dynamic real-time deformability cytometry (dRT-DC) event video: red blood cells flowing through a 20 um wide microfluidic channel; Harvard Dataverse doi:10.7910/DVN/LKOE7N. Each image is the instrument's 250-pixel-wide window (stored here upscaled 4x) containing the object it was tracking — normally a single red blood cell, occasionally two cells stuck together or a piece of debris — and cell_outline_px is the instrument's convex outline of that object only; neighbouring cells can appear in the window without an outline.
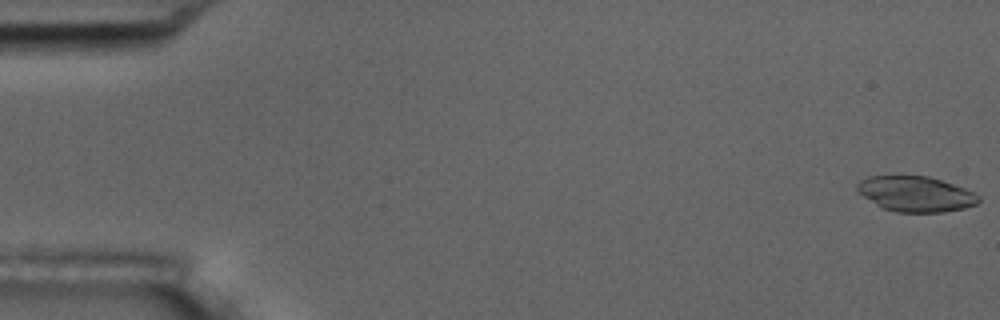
{"species": "common noctule bat (a hibernating species)", "species_latin": "Nyctalus noctula", "temperature_condition": "room temperature", "stored_images_in_passage": 56, "camera_frame_rate_fps": 3000, "um_per_image_px": 0.085, "animal": {"sex": "male", "body_mass_g": 17.5, "forearm_length_mm": 52.3}, "frame": {"image": 1, "passage_image": 1, "time_ms": 0.0, "image_size_px": [1000, 320], "cell_outline_px": [[980, 200], [976, 204], [964, 208], [944, 212], [896, 212], [884, 208], [876, 204], [864, 196], [856, 188], [856, 184], [860, 180], [868, 176], [928, 176], [964, 188], [980, 196]], "centroid_in_image_um": [77.83, 16.49], "position_along_channel_um": 7.2, "area_um2": 24.74}}
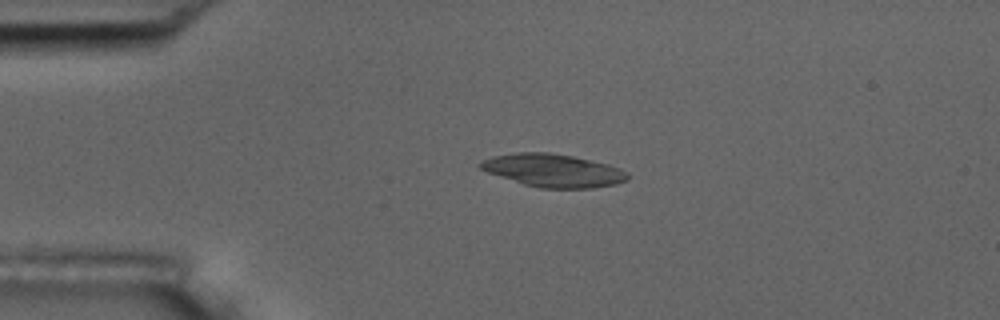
{"frame": {"image": 2, "passage_image": 13, "time_ms": 4.0, "image_size_px": [1000, 320], "cell_outline_px": [[628, 180], [616, 184], [592, 188], [540, 188], [524, 184], [488, 172], [480, 168], [476, 164], [480, 160], [492, 156], [516, 152], [548, 152], [572, 156], [608, 164], [620, 168], [628, 172]], "centroid_in_image_um": [47.01, 14.48], "position_along_channel_um": 38.0, "area_um2": 28.32}}
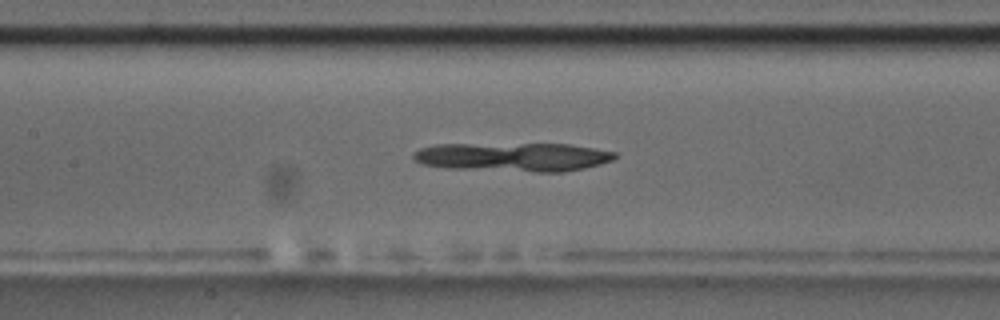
{"frame": {"image": 3, "passage_image": 26, "time_ms": 8.333, "image_size_px": [1000, 320], "cell_outline_px": [[616, 156], [612, 160], [600, 164], [584, 168], [564, 172], [536, 172], [448, 168], [420, 164], [412, 156], [412, 152], [420, 148], [436, 144], [568, 144], [616, 152]], "centroid_in_image_um": [43.58, 13.34], "position_along_channel_um": 163.8, "area_um2": 33.87}}